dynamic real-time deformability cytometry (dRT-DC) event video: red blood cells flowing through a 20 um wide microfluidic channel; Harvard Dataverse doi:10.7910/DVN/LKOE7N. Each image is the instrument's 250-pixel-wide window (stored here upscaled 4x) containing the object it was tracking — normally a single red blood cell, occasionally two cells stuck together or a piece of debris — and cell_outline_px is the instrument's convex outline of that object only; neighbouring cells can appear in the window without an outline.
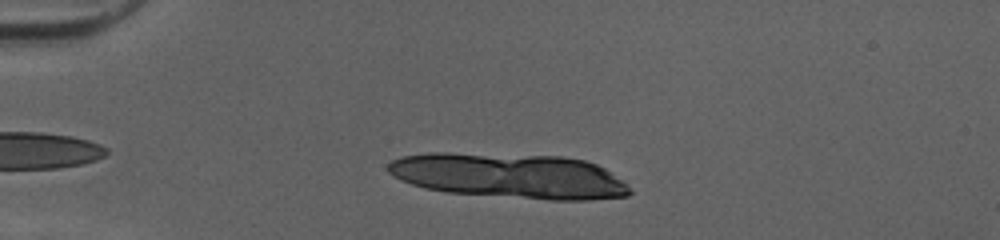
{"species": "human", "species_latin": "Homo sapiens", "temperature_condition": "cold", "stored_images_in_passage": 13, "camera_frame_rate_fps": 3000, "um_per_image_px": 0.085, "donor": {"sex": "female"}, "frame": {"image": 1, "passage_image": 6, "time_ms": 1.667, "image_size_px": [1000, 240], "cell_outline_px": [[632, 192], [628, 196], [592, 200], [552, 200], [448, 192], [424, 188], [400, 180], [388, 172], [388, 164], [392, 160], [404, 156], [432, 152], [448, 152], [564, 156], [584, 160], [596, 164], [604, 168], [620, 180]], "centroid_in_image_um": [43.29, 14.94], "position_along_channel_um": 41.7, "area_um2": 63.41}}